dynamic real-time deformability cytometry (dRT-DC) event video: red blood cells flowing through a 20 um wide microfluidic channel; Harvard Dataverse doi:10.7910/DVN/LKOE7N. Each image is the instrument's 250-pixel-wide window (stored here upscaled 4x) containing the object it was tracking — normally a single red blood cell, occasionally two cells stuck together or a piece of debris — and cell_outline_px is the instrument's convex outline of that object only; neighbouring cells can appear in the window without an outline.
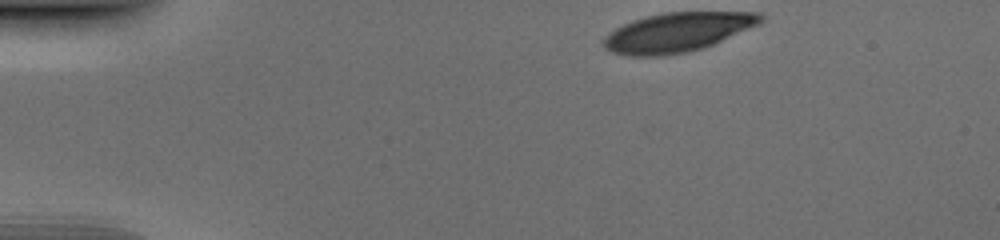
{"species": "human", "species_latin": "Homo sapiens", "temperature_condition": "cold", "stored_images_in_passage": 38, "camera_frame_rate_fps": 3000, "um_per_image_px": 0.085, "donor": {"sex": "male"}, "frame": {"image": 1, "passage_image": 1, "time_ms": 0.0, "image_size_px": [1000, 240], "cell_outline_px": [[764, 20], [760, 24], [704, 48], [688, 52], [660, 56], [628, 56], [612, 52], [604, 48], [600, 44], [604, 36], [608, 32], [632, 20], [664, 12], [760, 12], [764, 16]], "centroid_in_image_um": [57.56, 2.74], "position_along_channel_um": 27.4, "area_um2": 36.24}}
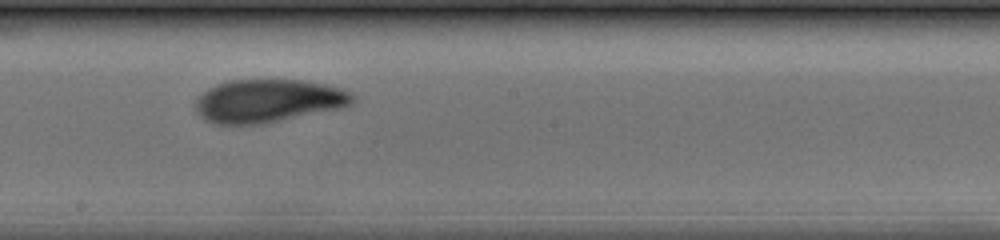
{"frame": {"image": 2, "passage_image": 22, "time_ms": 7.0, "image_size_px": [1000, 240], "cell_outline_px": [[356, 100], [352, 104], [340, 108], [264, 124], [216, 124], [204, 120], [196, 112], [192, 104], [196, 96], [208, 88], [216, 84], [232, 80], [304, 80], [344, 88], [352, 92], [356, 96]], "centroid_in_image_um": [22.77, 8.57], "position_along_channel_um": 225.4, "area_um2": 40.11}}
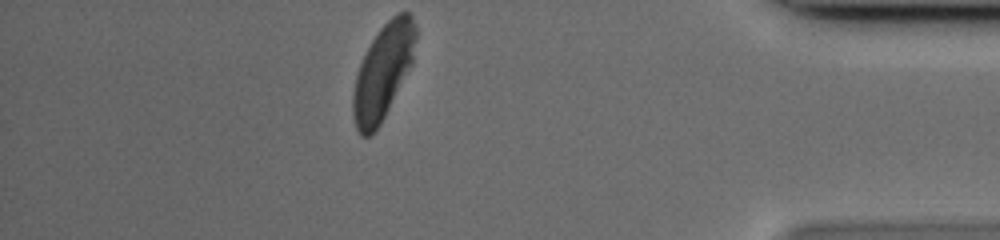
{"frame": {"image": 3, "passage_image": 38, "time_ms": 12.333, "image_size_px": [1000, 240], "cell_outline_px": [[416, 36], [412, 64], [380, 124], [368, 136], [360, 136], [356, 132], [352, 116], [352, 92], [356, 76], [360, 64], [372, 40], [380, 28], [392, 16], [400, 12], [408, 12], [412, 16], [416, 24]], "centroid_in_image_um": [32.54, 6.11], "position_along_channel_um": 402.7, "area_um2": 34.45}}